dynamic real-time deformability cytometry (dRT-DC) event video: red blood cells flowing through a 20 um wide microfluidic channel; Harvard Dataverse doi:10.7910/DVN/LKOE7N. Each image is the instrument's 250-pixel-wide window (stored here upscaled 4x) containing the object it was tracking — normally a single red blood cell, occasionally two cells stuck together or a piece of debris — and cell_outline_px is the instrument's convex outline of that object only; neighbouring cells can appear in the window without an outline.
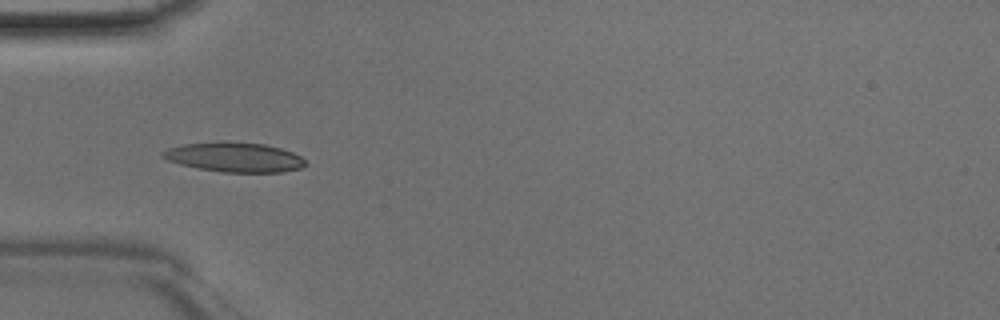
{"species": "Egyptian fruit bat (a non-hibernating species)", "species_latin": "Rousettus aegyptiacus", "temperature_condition": "room temperature", "stored_images_in_passage": 20, "camera_frame_rate_fps": 3000, "um_per_image_px": 0.085, "animal": {"sex": "male"}, "frame": {"image": 1, "passage_image": 4, "time_ms": 1.0, "image_size_px": [1000, 320], "cell_outline_px": [[308, 164], [300, 168], [280, 172], [220, 172], [196, 168], [180, 164], [168, 160], [160, 156], [160, 152], [168, 148], [184, 144], [220, 140], [224, 140], [264, 144], [280, 148], [292, 152], [300, 156]], "centroid_in_image_um": [19.88, 13.34], "position_along_channel_um": 65.1, "area_um2": 24.97}}